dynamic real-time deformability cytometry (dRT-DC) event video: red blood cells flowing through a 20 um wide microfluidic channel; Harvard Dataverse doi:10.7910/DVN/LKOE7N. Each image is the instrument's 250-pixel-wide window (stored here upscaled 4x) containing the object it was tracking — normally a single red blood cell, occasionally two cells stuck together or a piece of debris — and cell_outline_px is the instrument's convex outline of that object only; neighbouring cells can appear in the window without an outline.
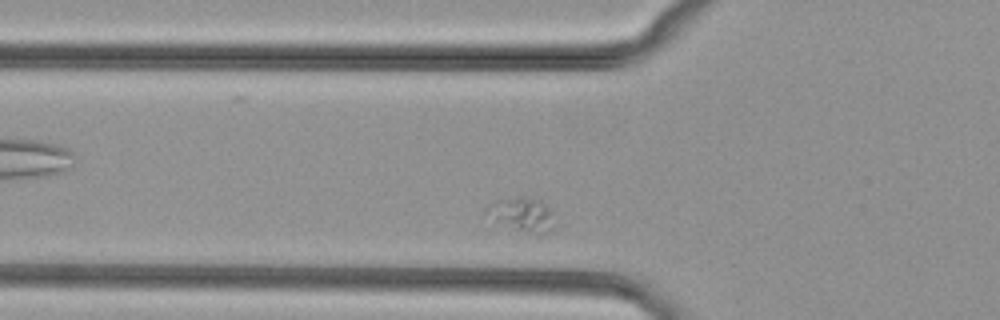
{"species": "common noctule bat (a hibernating species)", "species_latin": "Nyctalus noctula", "temperature_condition": "cold", "stored_images_in_passage": 44, "camera_frame_rate_fps": 3000, "um_per_image_px": 0.085, "animal": {"sex": "female", "body_mass_g": 29.2, "forearm_length_mm": 56.3}, "frame": {"image": 1, "passage_image": 8, "time_ms": 2.333, "image_size_px": [1000, 320], "cell_outline_px": [[552, 228], [548, 232], [540, 232], [516, 228], [496, 220], [484, 212], [496, 200], [516, 196], [520, 196], [540, 200], [552, 212]], "centroid_in_image_um": [44.38, 18.16], "position_along_channel_um": 81.4, "area_um2": 12.43}}
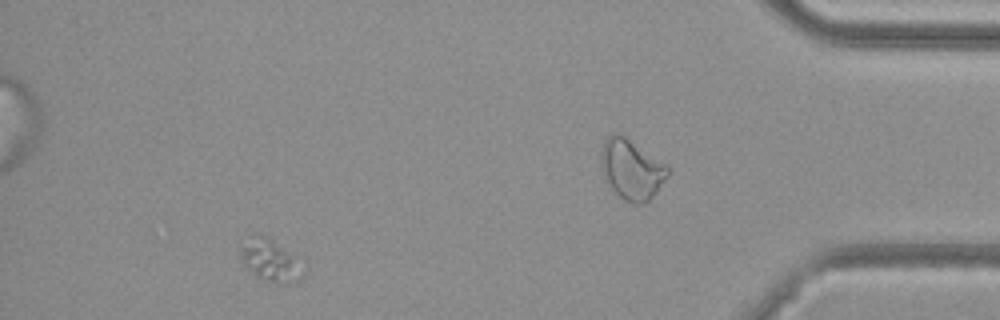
{"frame": {"image": 2, "passage_image": 39, "time_ms": 12.667, "image_size_px": [1000, 320], "cell_outline_px": [[300, 280], [288, 284], [256, 276], [244, 268], [240, 260], [240, 244], [252, 232], [260, 232], [268, 236], [292, 256], [300, 276]], "centroid_in_image_um": [22.76, 22.04], "position_along_channel_um": 412.4, "area_um2": 14.8}}